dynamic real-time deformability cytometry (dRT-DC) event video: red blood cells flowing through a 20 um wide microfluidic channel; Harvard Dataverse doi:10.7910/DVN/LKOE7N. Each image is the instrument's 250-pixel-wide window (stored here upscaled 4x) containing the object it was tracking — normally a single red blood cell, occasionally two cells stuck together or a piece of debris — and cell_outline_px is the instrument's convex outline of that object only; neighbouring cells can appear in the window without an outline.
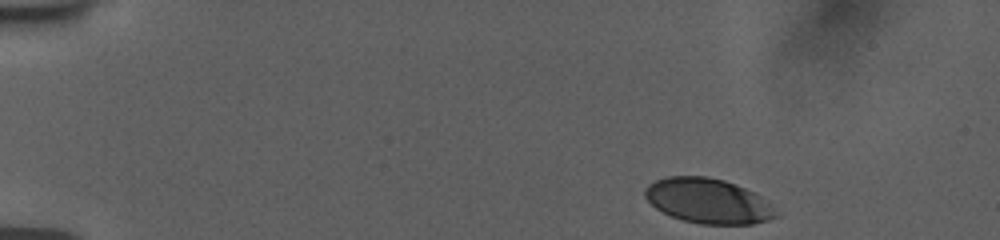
{"species": "human", "species_latin": "Homo sapiens", "temperature_condition": "room temperature", "stored_images_in_passage": 49, "camera_frame_rate_fps": 3000, "um_per_image_px": 0.085, "donor": {"sex": "female"}, "frame": {"image": 1, "passage_image": 1, "time_ms": 0.0, "image_size_px": [1000, 240], "cell_outline_px": [[780, 216], [768, 220], [752, 224], [700, 224], [684, 220], [672, 216], [656, 208], [644, 196], [644, 192], [648, 184], [656, 180], [668, 176], [708, 176], [724, 180], [736, 184], [756, 192]], "centroid_in_image_um": [60.19, 17.07], "position_along_channel_um": 24.8, "area_um2": 34.16}}
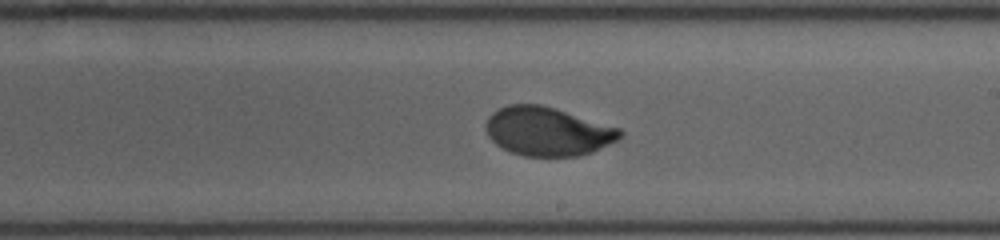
{"frame": {"image": 2, "passage_image": 27, "time_ms": 8.667, "image_size_px": [1000, 240], "cell_outline_px": [[624, 136], [592, 152], [580, 156], [524, 156], [512, 152], [496, 144], [488, 136], [484, 128], [484, 124], [488, 116], [492, 112], [508, 104], [540, 104], [556, 108], [620, 128], [624, 132]], "centroid_in_image_um": [46.53, 11.16], "position_along_channel_um": 242.5, "area_um2": 38.26}}
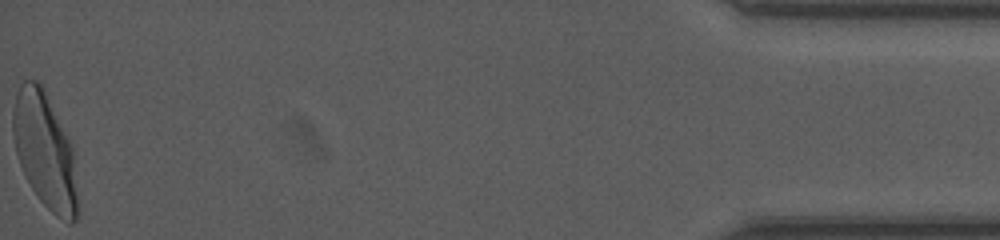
{"frame": {"image": 3, "passage_image": 49, "time_ms": 16.0, "image_size_px": [1000, 240], "cell_outline_px": [[80, 212], [76, 220], [72, 224], [68, 224], [56, 216], [40, 200], [24, 176], [16, 152], [12, 132], [12, 112], [16, 96], [20, 84], [24, 80], [36, 80], [44, 88], [68, 136], [72, 148], [80, 208]], "centroid_in_image_um": [3.83, 12.86], "position_along_channel_um": 431.4, "area_um2": 43.99}, "authors_computed_cell_mechanics": {"area_um2": 38.6104, "velocity_mm_per_s": 3.739, "shape_relaxation_time_tau1_ms": 3.063, "shape_relaxation_time_tau2_ms": null, "deformation_change_tau1": 0.1449, "deformation_change_tau2": null}}